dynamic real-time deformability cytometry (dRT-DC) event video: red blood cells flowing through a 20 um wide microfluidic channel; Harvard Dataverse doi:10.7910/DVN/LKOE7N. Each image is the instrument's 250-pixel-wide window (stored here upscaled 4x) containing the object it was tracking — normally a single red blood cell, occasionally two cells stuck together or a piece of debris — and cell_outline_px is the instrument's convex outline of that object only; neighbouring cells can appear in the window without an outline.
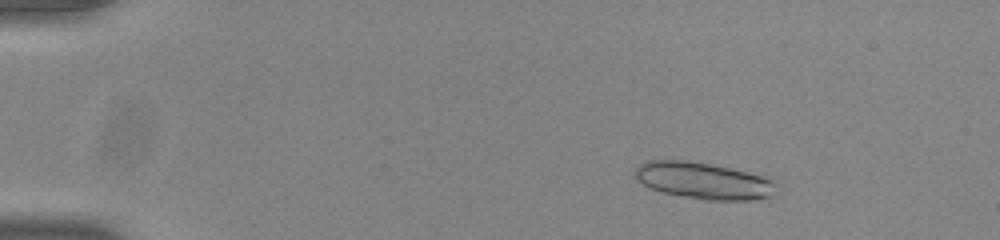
{"species": "common noctule bat (a hibernating species)", "species_latin": "Nyctalus noctula", "temperature_condition": "room temperature", "stored_images_in_passage": 55, "camera_frame_rate_fps": 3000, "um_per_image_px": 0.085, "animal": {"sex": "male", "body_mass_g": 20.0, "forearm_length_mm": 53.3}, "frame": {"image": 1, "passage_image": 9, "time_ms": 2.667, "image_size_px": [1000, 240], "cell_outline_px": [[776, 196], [752, 200], [704, 200], [664, 192], [652, 188], [644, 184], [636, 176], [636, 168], [640, 164], [648, 160], [688, 160], [764, 172], [776, 184]], "centroid_in_image_um": [59.98, 15.34], "position_along_channel_um": 25.0, "area_um2": 30.98}, "authors_computed_cell_mechanics": {"area_um2": 16.9932, "velocity_mm_per_s": 3.8862, "shape_relaxation_time_tau1_ms": 4.1628, "shape_relaxation_time_tau2_ms": 2.4695, "deformation_change_tau1": 0.1433, "deformation_change_tau2": 0.0659}}